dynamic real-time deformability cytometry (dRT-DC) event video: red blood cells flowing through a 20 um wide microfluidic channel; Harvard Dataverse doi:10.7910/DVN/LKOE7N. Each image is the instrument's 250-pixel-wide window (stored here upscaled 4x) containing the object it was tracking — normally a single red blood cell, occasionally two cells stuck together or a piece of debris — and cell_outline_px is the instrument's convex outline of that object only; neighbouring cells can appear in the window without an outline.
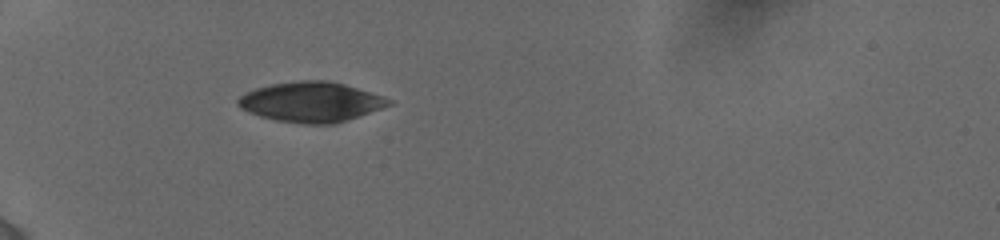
{"species": "human", "species_latin": "Homo sapiens", "temperature_condition": "cold", "stored_images_in_passage": 7, "camera_frame_rate_fps": 3000, "um_per_image_px": 0.085, "donor": {"sex": "female"}, "frame": {"image": 1, "passage_image": 1, "time_ms": 0.0, "image_size_px": [1000, 240], "cell_outline_px": [[392, 104], [336, 124], [300, 124], [276, 120], [260, 116], [248, 112], [240, 108], [236, 104], [236, 100], [244, 92], [256, 88], [272, 84], [300, 80], [328, 80], [344, 84], [384, 96], [392, 100]], "centroid_in_image_um": [26.41, 8.67], "position_along_channel_um": 58.6, "area_um2": 35.26}}
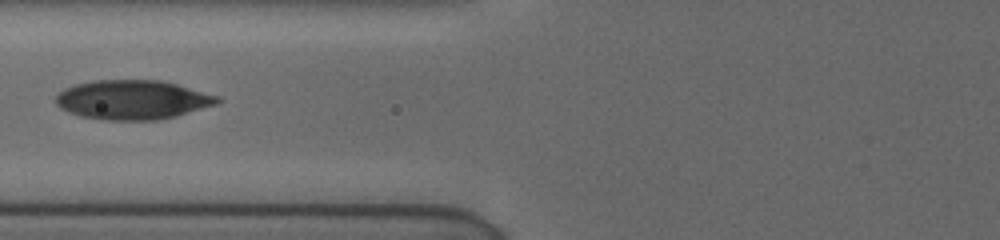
{"frame": {"image": 2, "passage_image": 4, "time_ms": 2.0, "image_size_px": [1000, 240], "cell_outline_px": [[220, 100], [216, 104], [176, 116], [156, 120], [108, 120], [80, 116], [68, 112], [60, 108], [56, 104], [56, 96], [64, 88], [76, 84], [92, 80], [160, 80], [176, 84], [220, 96]], "centroid_in_image_um": [11.25, 8.48], "position_along_channel_um": 114.6, "area_um2": 36.93}}
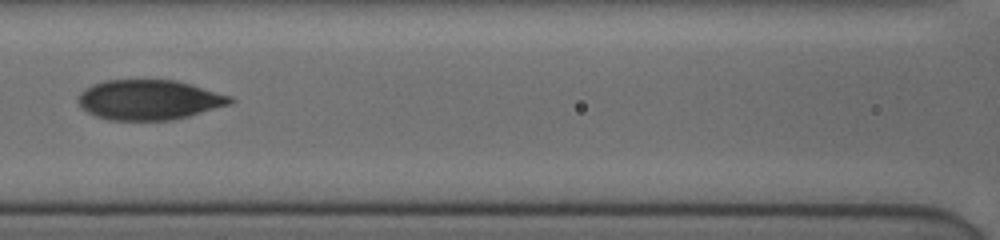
{"frame": {"image": 3, "passage_image": 6, "time_ms": 3.0, "image_size_px": [1000, 240], "cell_outline_px": [[236, 100], [228, 104], [188, 116], [172, 120], [108, 120], [96, 116], [88, 112], [80, 104], [80, 92], [84, 88], [92, 84], [104, 80], [176, 80], [192, 84], [232, 96]], "centroid_in_image_um": [12.68, 8.47], "position_along_channel_um": 153.9, "area_um2": 35.26}}